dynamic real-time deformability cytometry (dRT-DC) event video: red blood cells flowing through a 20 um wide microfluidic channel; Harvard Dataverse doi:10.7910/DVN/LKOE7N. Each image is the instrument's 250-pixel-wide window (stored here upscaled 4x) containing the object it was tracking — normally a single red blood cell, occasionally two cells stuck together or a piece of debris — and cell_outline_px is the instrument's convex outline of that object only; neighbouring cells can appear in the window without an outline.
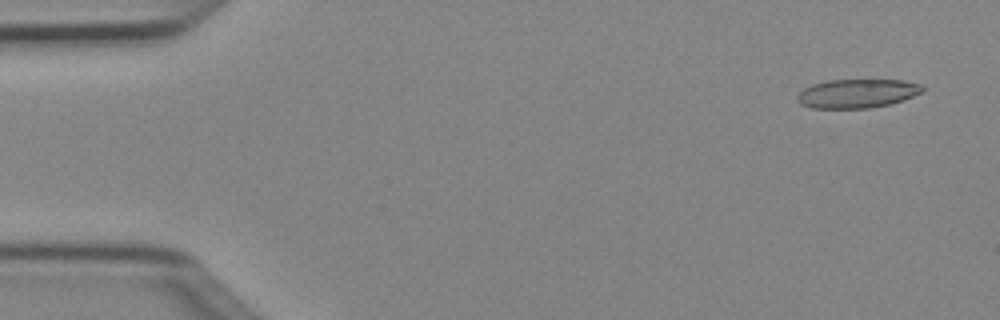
{"species": "Egyptian fruit bat (a non-hibernating species)", "species_latin": "Rousettus aegyptiacus", "temperature_condition": "cold", "stored_images_in_passage": 5, "camera_frame_rate_fps": 3000, "um_per_image_px": 0.085, "animal": {"sex": "female"}, "frame": {"image": 1, "passage_image": 1, "time_ms": 0.0, "image_size_px": [1000, 320], "cell_outline_px": [[924, 92], [888, 104], [872, 108], [812, 108], [800, 104], [796, 100], [796, 96], [804, 88], [812, 84], [828, 80], [904, 80], [920, 84], [924, 88]], "centroid_in_image_um": [72.83, 7.94], "position_along_channel_um": 12.2, "area_um2": 21.04}}
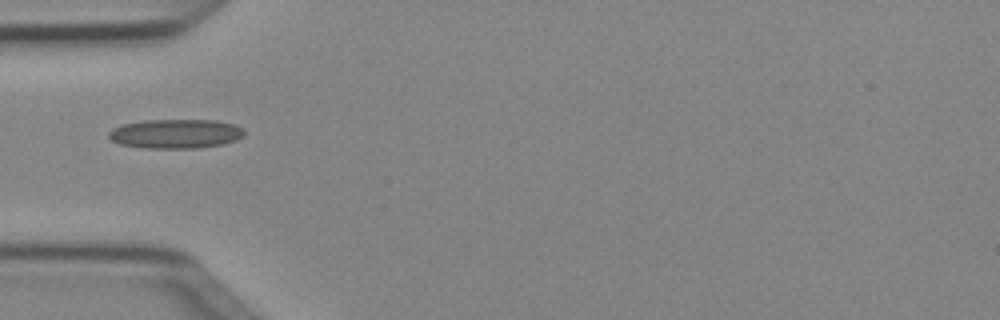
{"frame": {"image": 2, "passage_image": 4, "time_ms": 1.0, "image_size_px": [1000, 320], "cell_outline_px": [[244, 136], [236, 140], [224, 144], [196, 148], [144, 148], [120, 144], [112, 140], [108, 136], [108, 132], [112, 128], [120, 124], [144, 120], [216, 120], [236, 124], [244, 128]], "centroid_in_image_um": [14.94, 11.36], "position_along_channel_um": 70.1, "area_um2": 23.41}}
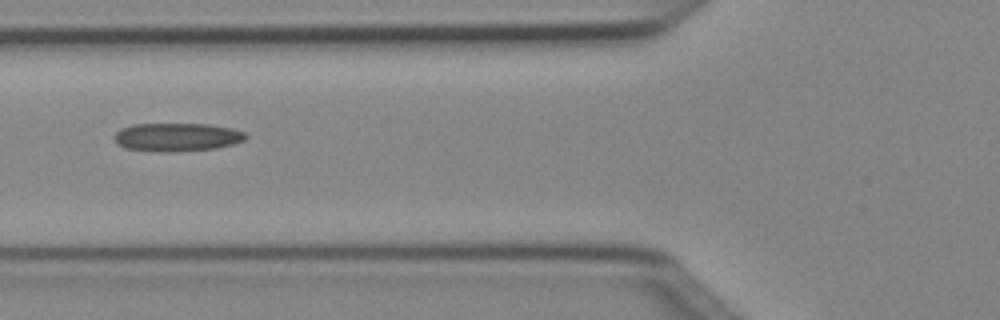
{"frame": {"image": 3, "passage_image": 5, "time_ms": 1.333, "image_size_px": [1000, 320], "cell_outline_px": [[248, 136], [244, 140], [232, 144], [216, 148], [172, 152], [152, 152], [124, 148], [116, 144], [112, 136], [120, 128], [132, 124], [208, 124], [232, 128], [244, 132]], "centroid_in_image_um": [14.97, 11.66], "position_along_channel_um": 110.8, "area_um2": 22.02}}